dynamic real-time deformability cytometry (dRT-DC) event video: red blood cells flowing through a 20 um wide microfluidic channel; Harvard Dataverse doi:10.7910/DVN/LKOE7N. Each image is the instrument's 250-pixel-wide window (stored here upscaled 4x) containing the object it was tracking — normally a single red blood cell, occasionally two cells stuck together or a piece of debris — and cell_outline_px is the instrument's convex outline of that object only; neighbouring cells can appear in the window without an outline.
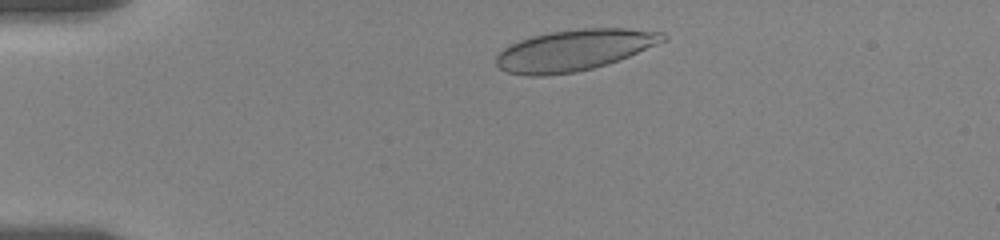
{"species": "human", "species_latin": "Homo sapiens", "temperature_condition": "room temperature", "stored_images_in_passage": 45, "camera_frame_rate_fps": 3000, "um_per_image_px": 0.085, "donor": {"sex": "female"}, "frame": {"image": 1, "passage_image": 4, "time_ms": 1.0, "image_size_px": [1000, 240], "cell_outline_px": [[668, 36], [664, 40], [656, 44], [628, 56], [608, 64], [576, 72], [544, 76], [528, 76], [508, 72], [500, 68], [496, 64], [496, 56], [504, 48], [520, 40], [532, 36], [552, 32], [580, 28], [624, 28], [664, 32]], "centroid_in_image_um": [48.8, 4.26], "position_along_channel_um": 36.2, "area_um2": 39.65}}
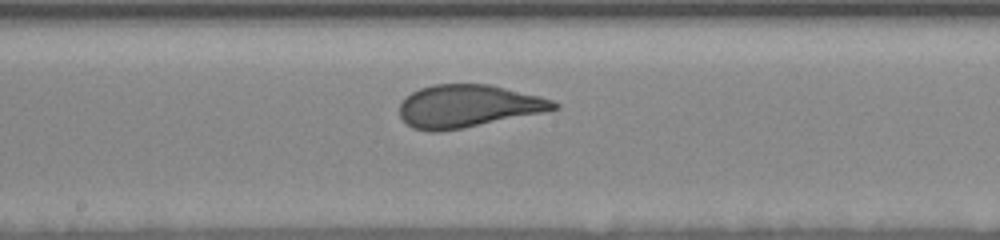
{"frame": {"image": 2, "passage_image": 23, "time_ms": 7.333, "image_size_px": [1000, 240], "cell_outline_px": [[560, 108], [464, 128], [440, 132], [428, 132], [412, 128], [400, 116], [400, 104], [404, 96], [420, 88], [432, 84], [488, 84], [540, 96], [552, 100], [560, 104]], "centroid_in_image_um": [39.73, 9.02], "position_along_channel_um": 208.5, "area_um2": 38.26}}
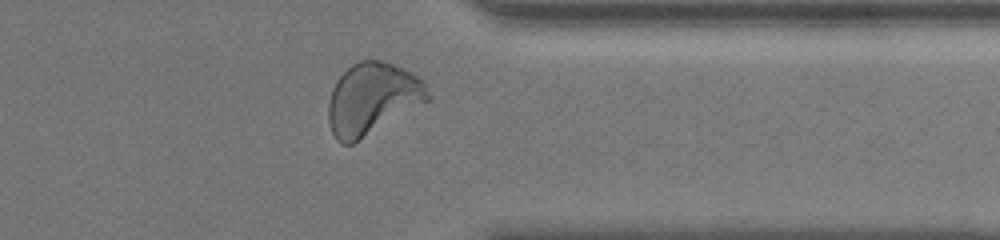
{"frame": {"image": 3, "passage_image": 38, "time_ms": 12.333, "image_size_px": [1000, 240], "cell_outline_px": [[432, 96], [428, 100], [352, 144], [340, 144], [336, 140], [332, 132], [328, 120], [328, 104], [332, 88], [336, 80], [352, 64], [360, 60], [380, 60], [392, 64], [424, 80], [428, 84]], "centroid_in_image_um": [31.63, 8.39], "position_along_channel_um": 379.8, "area_um2": 41.21}, "authors_computed_cell_mechanics": {"area_um2": 39.015, "velocity_mm_per_s": 3.487, "shape_relaxation_time_tau1_ms": 5.8245, "shape_relaxation_time_tau2_ms": null, "deformation_change_tau1": 0.1723, "deformation_change_tau2": null}}